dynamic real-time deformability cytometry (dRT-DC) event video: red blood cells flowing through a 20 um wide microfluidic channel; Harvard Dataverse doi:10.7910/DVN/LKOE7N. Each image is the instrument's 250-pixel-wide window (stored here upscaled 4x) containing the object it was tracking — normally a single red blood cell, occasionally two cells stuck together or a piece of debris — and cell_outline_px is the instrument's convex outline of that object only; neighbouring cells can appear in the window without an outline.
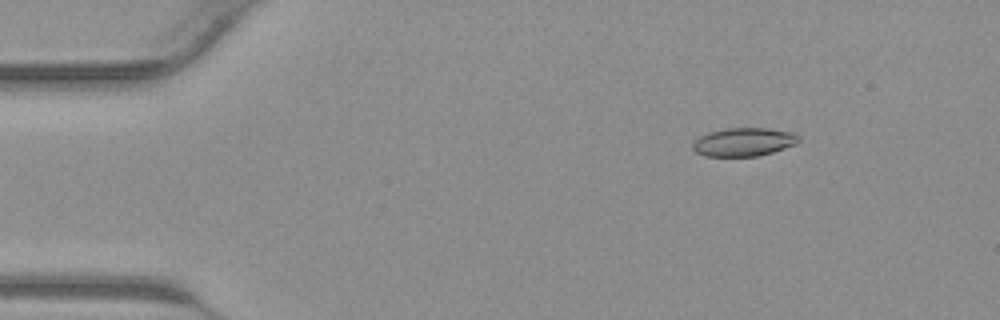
{"species": "common noctule bat (a hibernating species)", "species_latin": "Nyctalus noctula", "temperature_condition": "warm", "stored_images_in_passage": 42, "camera_frame_rate_fps": 3000, "um_per_image_px": 0.085, "animal": {"sex": "male", "body_mass_g": 23.1, "forearm_length_mm": 52.7}, "frame": {"image": 1, "passage_image": 6, "time_ms": 1.667, "image_size_px": [1000, 320], "cell_outline_px": [[800, 140], [796, 144], [760, 156], [704, 156], [696, 152], [692, 148], [692, 144], [700, 136], [708, 132], [728, 128], [768, 128], [792, 132], [800, 136]], "centroid_in_image_um": [63.23, 12.07], "position_along_channel_um": 21.8, "area_um2": 17.57}}
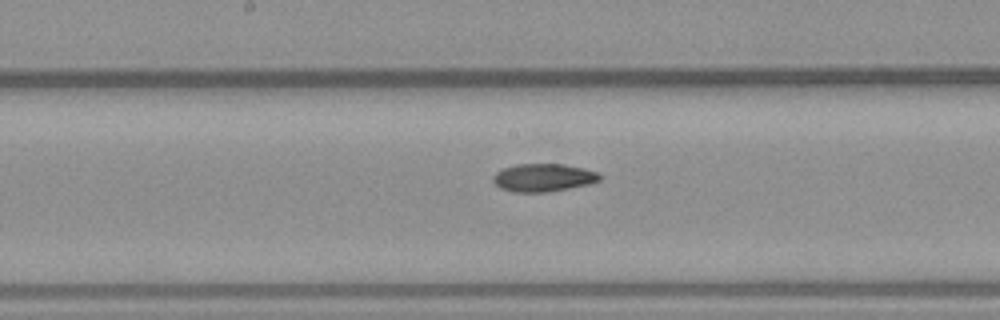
{"frame": {"image": 2, "passage_image": 22, "time_ms": 7.0, "image_size_px": [1000, 320], "cell_outline_px": [[600, 180], [588, 184], [548, 192], [512, 192], [500, 188], [492, 180], [492, 176], [496, 172], [504, 168], [516, 164], [560, 164], [584, 168], [596, 172], [600, 176]], "centroid_in_image_um": [46.14, 15.1], "position_along_channel_um": 202.1, "area_um2": 17.22}}
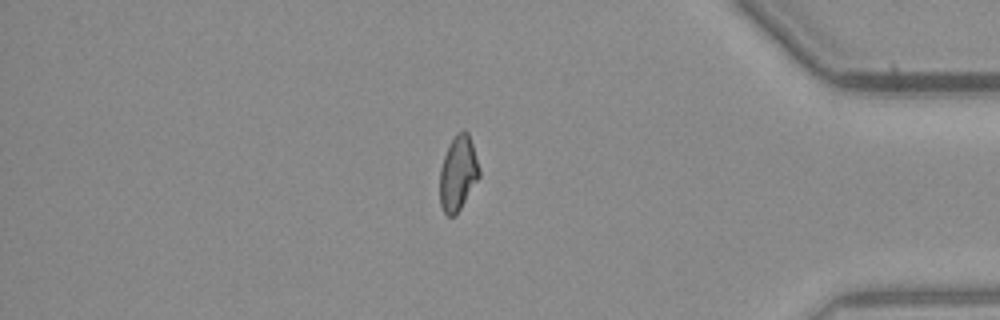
{"frame": {"image": 3, "passage_image": 36, "time_ms": 11.667, "image_size_px": [1000, 320], "cell_outline_px": [[480, 176], [456, 216], [448, 216], [444, 212], [440, 204], [440, 168], [448, 144], [456, 132], [464, 128], [468, 132], [480, 168]], "centroid_in_image_um": [38.93, 14.7], "position_along_channel_um": 396.3, "area_um2": 17.4}}